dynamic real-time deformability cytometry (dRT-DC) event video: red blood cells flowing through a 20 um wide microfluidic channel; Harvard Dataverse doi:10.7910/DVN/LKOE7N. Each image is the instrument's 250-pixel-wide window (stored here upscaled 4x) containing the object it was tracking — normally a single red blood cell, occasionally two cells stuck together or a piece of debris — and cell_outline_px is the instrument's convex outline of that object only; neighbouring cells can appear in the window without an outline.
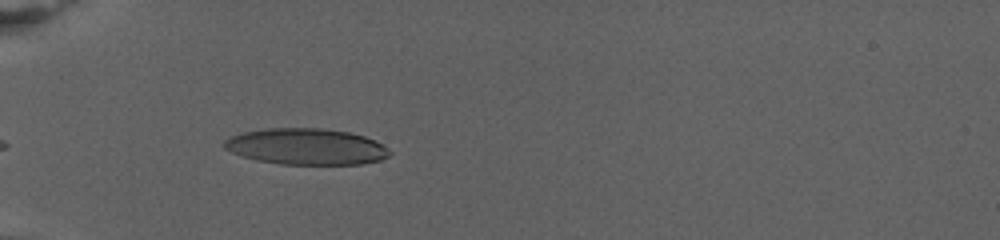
{"species": "human", "species_latin": "Homo sapiens", "temperature_condition": "warm", "stored_images_in_passage": 22, "camera_frame_rate_fps": 3000, "um_per_image_px": 0.085, "donor": {"sex": "female"}, "frame": {"image": 1, "passage_image": 6, "time_ms": 1.0, "image_size_px": [1000, 240], "cell_outline_px": [[392, 152], [388, 156], [380, 160], [360, 164], [280, 164], [256, 160], [232, 152], [224, 148], [224, 140], [232, 136], [244, 132], [268, 128], [320, 128], [348, 132], [364, 136], [388, 148]], "centroid_in_image_um": [26.03, 12.46], "position_along_channel_um": 59.0, "area_um2": 34.62}}
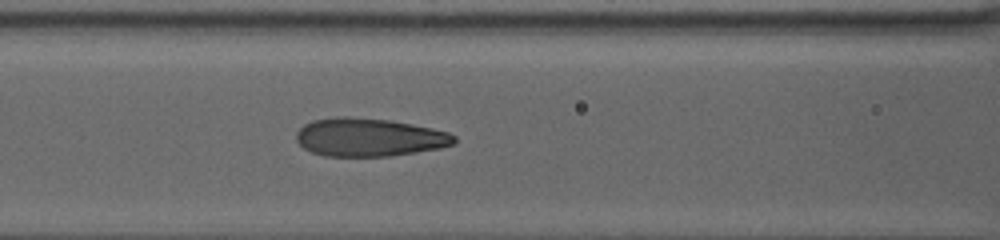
{"frame": {"image": 2, "passage_image": 15, "time_ms": 4.333, "image_size_px": [1000, 240], "cell_outline_px": [[456, 140], [452, 144], [440, 148], [416, 152], [388, 156], [324, 156], [312, 152], [304, 148], [296, 140], [296, 132], [304, 124], [312, 120], [336, 116], [348, 116], [388, 120], [412, 124], [432, 128], [448, 132], [456, 136]], "centroid_in_image_um": [31.35, 11.66], "position_along_channel_um": 135.3, "area_um2": 35.2}}
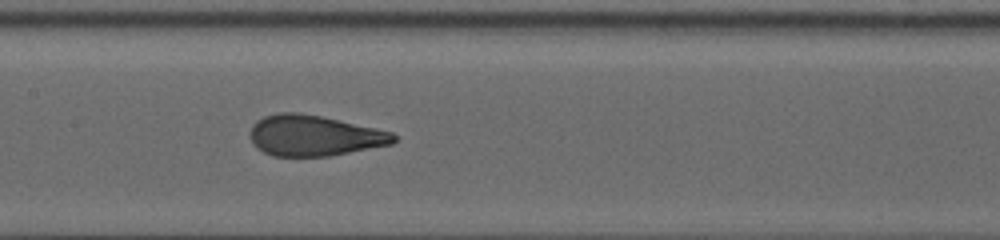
{"frame": {"image": 3, "passage_image": 21, "time_ms": 6.0, "image_size_px": [1000, 240], "cell_outline_px": [[396, 140], [392, 144], [328, 156], [272, 156], [256, 148], [252, 144], [248, 132], [252, 124], [256, 120], [264, 116], [280, 112], [300, 112], [320, 116], [392, 132], [396, 136]], "centroid_in_image_um": [26.63, 11.52], "position_along_channel_um": 180.8, "area_um2": 34.1}}